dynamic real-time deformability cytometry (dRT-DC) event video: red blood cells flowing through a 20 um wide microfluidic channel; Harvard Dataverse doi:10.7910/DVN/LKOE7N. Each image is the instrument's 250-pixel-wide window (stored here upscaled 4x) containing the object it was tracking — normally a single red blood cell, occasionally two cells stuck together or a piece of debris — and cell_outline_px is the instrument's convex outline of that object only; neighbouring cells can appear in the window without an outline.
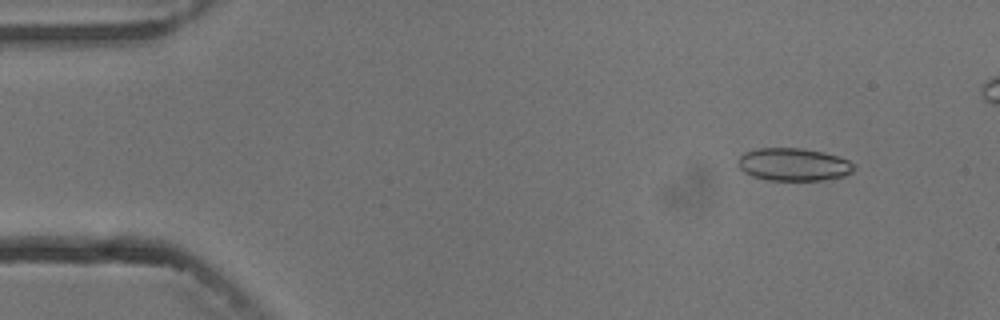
{"species": "common noctule bat (a hibernating species)", "species_latin": "Nyctalus noctula", "temperature_condition": "cold", "stored_images_in_passage": 5, "camera_frame_rate_fps": 3000, "um_per_image_px": 0.085, "animal": {"sex": "male", "body_mass_g": 13.3}, "frame": {"image": 1, "passage_image": 2, "time_ms": 1.333, "image_size_px": [1000, 320], "cell_outline_px": [[856, 168], [852, 172], [844, 176], [824, 180], [768, 180], [752, 176], [744, 172], [736, 164], [736, 160], [744, 152], [756, 148], [804, 148], [824, 152], [848, 160], [856, 164]], "centroid_in_image_um": [67.44, 13.97], "position_along_channel_um": 17.6, "area_um2": 22.43}}
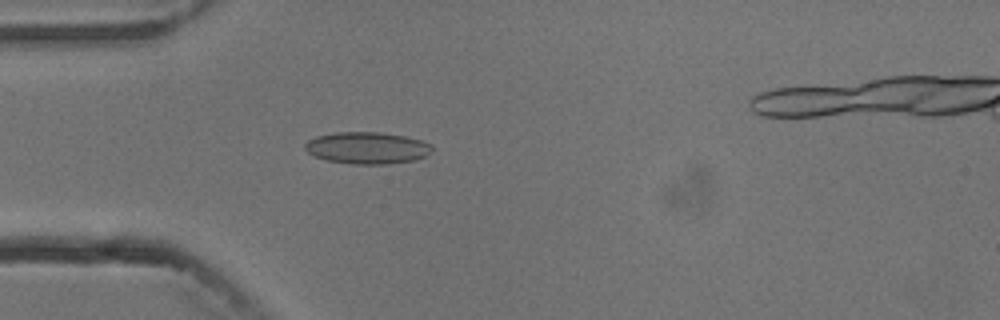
{"frame": {"image": 2, "passage_image": 5, "time_ms": 4.667, "image_size_px": [1000, 320], "cell_outline_px": [[432, 152], [416, 160], [388, 164], [352, 164], [324, 160], [308, 152], [304, 148], [304, 144], [308, 140], [316, 136], [336, 132], [380, 132], [404, 136], [420, 140], [432, 144]], "centroid_in_image_um": [31.2, 12.57], "position_along_channel_um": 53.8, "area_um2": 23.7}}